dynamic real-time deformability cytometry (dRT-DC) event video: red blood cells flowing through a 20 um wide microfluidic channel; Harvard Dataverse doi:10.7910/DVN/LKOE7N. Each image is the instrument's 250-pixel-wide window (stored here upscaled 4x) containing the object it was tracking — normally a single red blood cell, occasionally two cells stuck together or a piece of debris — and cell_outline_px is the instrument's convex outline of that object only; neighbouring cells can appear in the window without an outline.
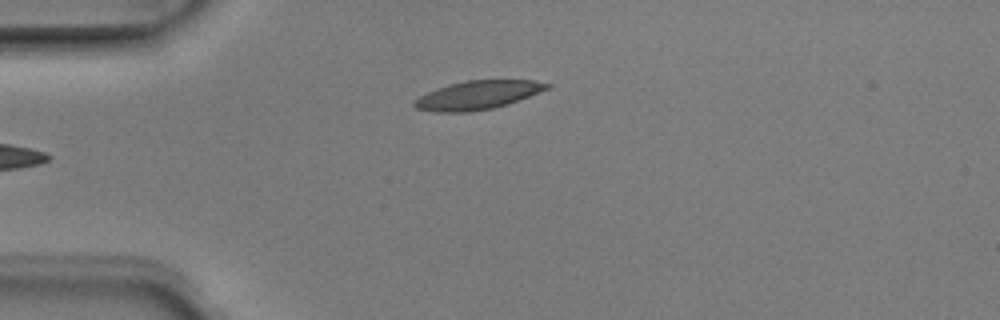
{"species": "Egyptian fruit bat (a non-hibernating species)", "species_latin": "Rousettus aegyptiacus", "temperature_condition": "room temperature", "stored_images_in_passage": 3, "camera_frame_rate_fps": 3000, "um_per_image_px": 0.085, "animal": {"sex": "male"}, "frame": {"image": 1, "passage_image": 2, "time_ms": 0.333, "image_size_px": [1000, 320], "cell_outline_px": [[552, 84], [548, 88], [508, 104], [492, 108], [468, 112], [436, 112], [416, 108], [412, 104], [412, 100], [436, 88], [448, 84], [468, 80], [532, 80]], "centroid_in_image_um": [40.55, 8.08], "position_along_channel_um": 44.4, "area_um2": 21.96}}